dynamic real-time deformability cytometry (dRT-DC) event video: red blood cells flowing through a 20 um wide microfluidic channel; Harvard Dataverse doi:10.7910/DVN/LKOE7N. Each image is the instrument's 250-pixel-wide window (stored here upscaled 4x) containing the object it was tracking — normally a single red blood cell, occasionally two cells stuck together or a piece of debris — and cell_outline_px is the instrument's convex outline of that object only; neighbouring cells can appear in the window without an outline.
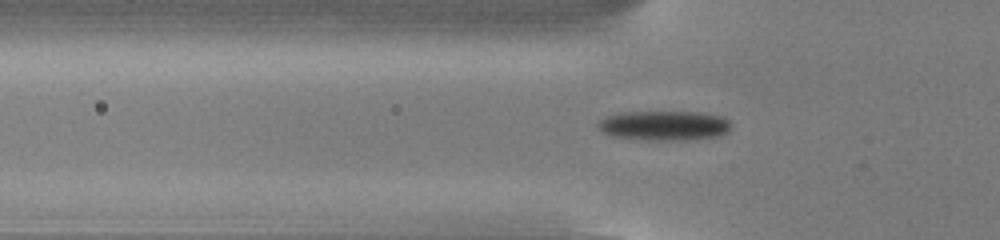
{"species": "common noctule bat (a hibernating species)", "species_latin": "Nyctalus noctula", "temperature_condition": "cold", "stored_images_in_passage": 54, "camera_frame_rate_fps": 3000, "um_per_image_px": 0.085, "animal": {"sex": "male", "body_mass_g": 13.0, "forearm_length_mm": 53.1}, "frame": {"image": 1, "passage_image": 18, "time_ms": 5.667, "image_size_px": [1000, 240], "cell_outline_px": [[732, 124], [728, 132], [716, 136], [688, 140], [648, 140], [612, 136], [604, 132], [596, 124], [600, 120], [608, 116], [624, 112], [700, 112], [720, 116], [728, 120]], "centroid_in_image_um": [56.48, 10.67], "position_along_channel_um": 69.3, "area_um2": 22.89}}
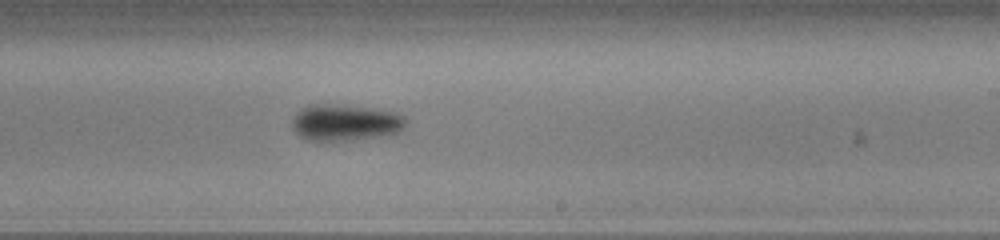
{"frame": {"image": 2, "passage_image": 33, "time_ms": 10.667, "image_size_px": [1000, 240], "cell_outline_px": [[408, 120], [404, 128], [400, 132], [388, 136], [316, 144], [300, 136], [292, 128], [292, 120], [296, 112], [308, 104], [328, 104], [372, 108], [400, 112]], "centroid_in_image_um": [29.37, 10.46], "position_along_channel_um": 259.6, "area_um2": 25.2}}
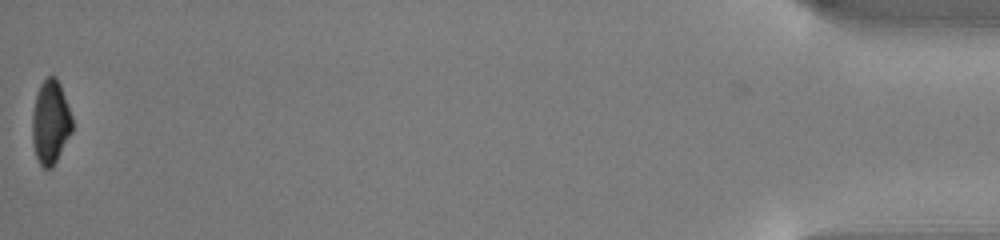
{"frame": {"image": 3, "passage_image": 54, "time_ms": 17.667, "image_size_px": [1000, 240], "cell_outline_px": [[72, 132], [52, 168], [44, 168], [40, 164], [36, 156], [32, 144], [32, 112], [36, 96], [40, 84], [48, 76], [56, 76], [60, 84], [72, 116]], "centroid_in_image_um": [4.28, 10.39], "position_along_channel_um": 430.9, "area_um2": 19.54}, "authors_computed_cell_mechanics": {"area_um2": 21.9351, "velocity_mm_per_s": 3.8285, "shape_relaxation_time_tau1_ms": 2.2677, "shape_relaxation_time_tau2_ms": null, "deformation_change_tau1": 0.1206, "deformation_change_tau2": null}}